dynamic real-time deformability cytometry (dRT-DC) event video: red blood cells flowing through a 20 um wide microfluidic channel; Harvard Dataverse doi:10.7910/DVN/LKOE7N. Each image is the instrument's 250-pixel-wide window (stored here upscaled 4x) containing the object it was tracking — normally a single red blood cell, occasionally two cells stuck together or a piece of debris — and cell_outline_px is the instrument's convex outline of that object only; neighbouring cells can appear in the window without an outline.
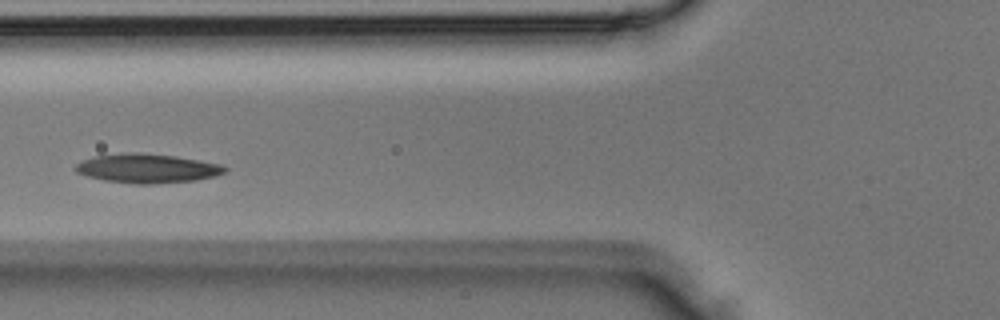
{"species": "Egyptian fruit bat (a non-hibernating species)", "species_latin": "Rousettus aegyptiacus", "temperature_condition": "room temperature", "stored_images_in_passage": 4, "camera_frame_rate_fps": 3000, "um_per_image_px": 0.085, "animal": {"sex": "male"}, "frame": {"image": 1, "passage_image": 4, "time_ms": 1.0, "image_size_px": [1000, 320], "cell_outline_px": [[228, 168], [224, 172], [216, 176], [196, 180], [152, 184], [132, 184], [104, 180], [88, 176], [76, 172], [76, 164], [84, 160], [96, 156], [124, 152], [176, 156], [220, 164]], "centroid_in_image_um": [12.53, 14.32], "position_along_channel_um": 113.3, "area_um2": 25.09}}